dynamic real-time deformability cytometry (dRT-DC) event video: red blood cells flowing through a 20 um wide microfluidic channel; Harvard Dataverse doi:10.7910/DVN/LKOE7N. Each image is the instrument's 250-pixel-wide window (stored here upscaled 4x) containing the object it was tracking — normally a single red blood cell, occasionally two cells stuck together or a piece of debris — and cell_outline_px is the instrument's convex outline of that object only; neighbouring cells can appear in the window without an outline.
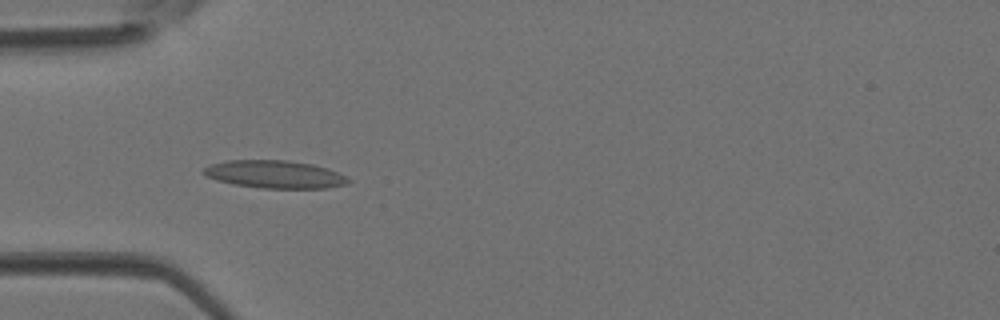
{"species": "Egyptian fruit bat (a non-hibernating species)", "species_latin": "Rousettus aegyptiacus", "temperature_condition": "room temperature", "stored_images_in_passage": 5, "camera_frame_rate_fps": 3000, "um_per_image_px": 0.085, "animal": {"sex": "female"}, "frame": {"image": 1, "passage_image": 3, "time_ms": 0.667, "image_size_px": [1000, 320], "cell_outline_px": [[352, 180], [348, 184], [328, 188], [264, 188], [236, 184], [220, 180], [208, 176], [200, 172], [204, 168], [212, 164], [228, 160], [288, 160], [312, 164], [328, 168]], "centroid_in_image_um": [23.41, 14.81], "position_along_channel_um": 61.6, "area_um2": 23.18}}
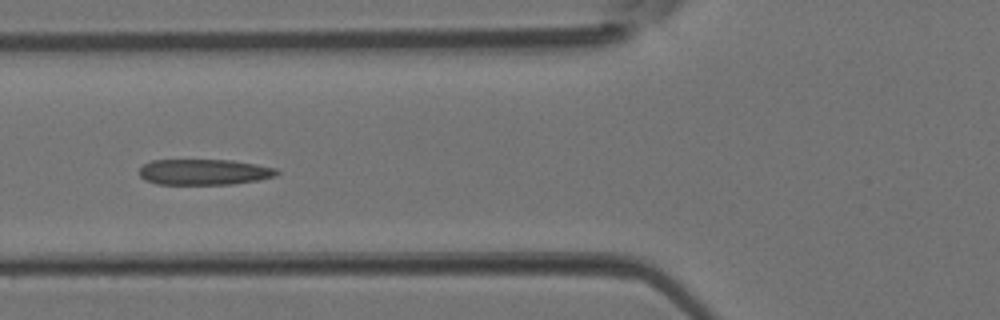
{"frame": {"image": 2, "passage_image": 4, "time_ms": 1.0, "image_size_px": [1000, 320], "cell_outline_px": [[280, 172], [276, 176], [260, 180], [232, 184], [156, 184], [144, 180], [140, 176], [140, 168], [144, 164], [152, 160], [232, 160], [256, 164], [276, 168]], "centroid_in_image_um": [17.37, 14.62], "position_along_channel_um": 108.4, "area_um2": 20.75}}
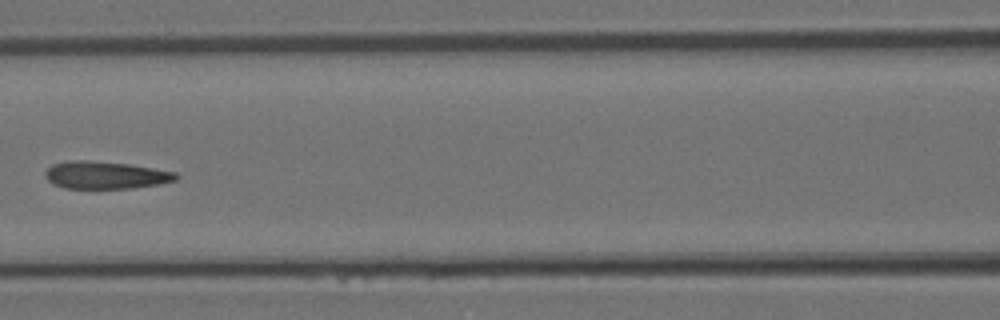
{"frame": {"image": 3, "passage_image": 5, "time_ms": 1.333, "image_size_px": [1000, 320], "cell_outline_px": [[180, 176], [176, 180], [160, 184], [132, 188], [64, 188], [52, 184], [44, 176], [44, 172], [52, 164], [68, 160], [88, 160], [128, 164], [176, 172]], "centroid_in_image_um": [8.94, 14.88], "position_along_channel_um": 157.7, "area_um2": 21.04}}